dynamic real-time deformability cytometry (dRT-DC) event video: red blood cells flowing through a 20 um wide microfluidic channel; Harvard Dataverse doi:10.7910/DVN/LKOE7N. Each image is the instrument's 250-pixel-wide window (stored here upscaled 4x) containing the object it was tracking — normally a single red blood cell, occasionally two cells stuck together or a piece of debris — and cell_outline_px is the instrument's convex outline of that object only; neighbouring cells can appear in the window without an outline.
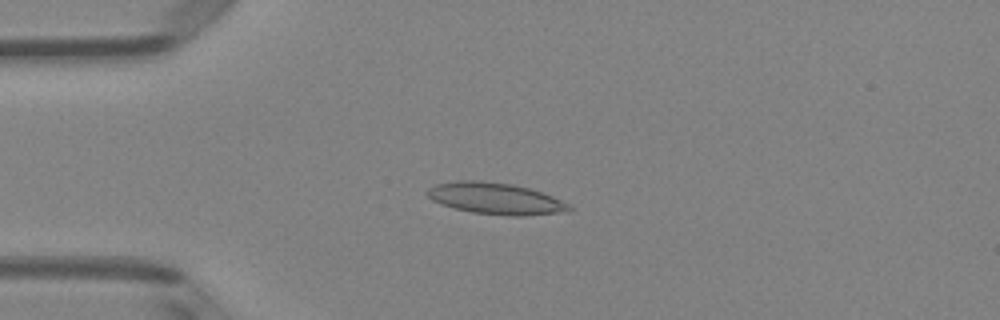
{"species": "Egyptian fruit bat (a non-hibernating species)", "species_latin": "Rousettus aegyptiacus", "temperature_condition": "room temperature", "stored_images_in_passage": 44, "camera_frame_rate_fps": 3000, "um_per_image_px": 0.085, "animal": {"sex": "female"}, "frame": {"image": 1, "passage_image": 7, "time_ms": 2.0, "image_size_px": [1000, 320], "cell_outline_px": [[572, 212], [524, 216], [508, 216], [472, 212], [452, 208], [440, 204], [432, 200], [424, 192], [428, 188], [436, 184], [456, 180], [480, 180], [512, 184], [528, 188], [552, 196], [568, 204], [572, 208]], "centroid_in_image_um": [42.1, 16.88], "position_along_channel_um": 42.9, "area_um2": 26.36}}
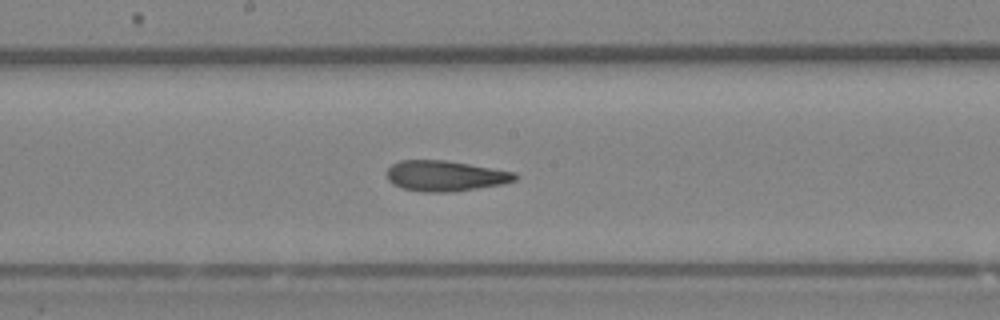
{"frame": {"image": 2, "passage_image": 21, "time_ms": 6.667, "image_size_px": [1000, 320], "cell_outline_px": [[520, 176], [516, 180], [504, 184], [452, 192], [424, 192], [400, 188], [392, 184], [388, 180], [384, 172], [392, 164], [400, 160], [444, 160], [516, 172]], "centroid_in_image_um": [37.83, 14.96], "position_along_channel_um": 210.4, "area_um2": 23.12}}
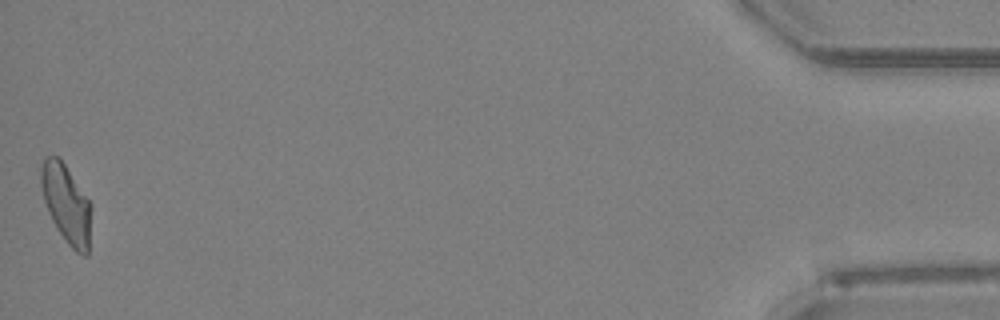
{"frame": {"image": 3, "passage_image": 44, "time_ms": 14.333, "image_size_px": [1000, 320], "cell_outline_px": [[92, 208], [88, 256], [84, 256], [76, 252], [68, 244], [56, 228], [48, 212], [44, 200], [40, 184], [40, 168], [44, 156], [56, 156], [64, 164], [92, 204]], "centroid_in_image_um": [5.64, 17.35], "position_along_channel_um": 429.6, "area_um2": 23.12}, "authors_computed_cell_mechanics": {"area_um2": 23.12, "velocity_mm_per_s": 4.0812, "shape_relaxation_time_tau1_ms": null, "shape_relaxation_time_tau2_ms": 2.8198, "deformation_change_tau1": null, "deformation_change_tau2": 0.1115}}